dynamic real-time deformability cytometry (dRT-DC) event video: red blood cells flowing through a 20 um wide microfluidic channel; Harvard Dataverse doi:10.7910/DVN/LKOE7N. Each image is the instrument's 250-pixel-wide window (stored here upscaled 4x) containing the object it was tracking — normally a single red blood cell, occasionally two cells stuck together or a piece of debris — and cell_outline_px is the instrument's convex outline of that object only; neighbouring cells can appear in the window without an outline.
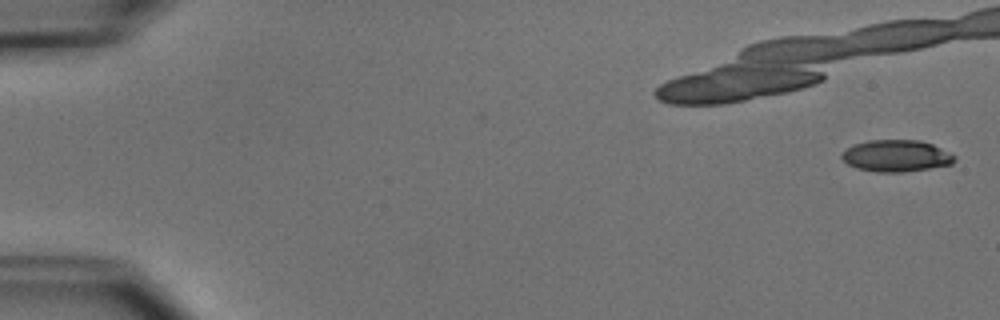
{"species": "common noctule bat (a hibernating species)", "species_latin": "Nyctalus noctula", "temperature_condition": "cold", "stored_images_in_passage": 6, "camera_frame_rate_fps": 3000, "um_per_image_px": 0.085, "animal": {"sex": "male", "body_mass_g": 15.6}, "frame": {"image": 1, "passage_image": 1, "time_ms": 0.0, "image_size_px": [1000, 320], "cell_outline_px": [[956, 160], [952, 164], [904, 172], [876, 172], [856, 168], [848, 164], [840, 156], [852, 144], [868, 140], [920, 140], [932, 144], [956, 156]], "centroid_in_image_um": [76.17, 13.24], "position_along_channel_um": 8.8, "area_um2": 20.81}}